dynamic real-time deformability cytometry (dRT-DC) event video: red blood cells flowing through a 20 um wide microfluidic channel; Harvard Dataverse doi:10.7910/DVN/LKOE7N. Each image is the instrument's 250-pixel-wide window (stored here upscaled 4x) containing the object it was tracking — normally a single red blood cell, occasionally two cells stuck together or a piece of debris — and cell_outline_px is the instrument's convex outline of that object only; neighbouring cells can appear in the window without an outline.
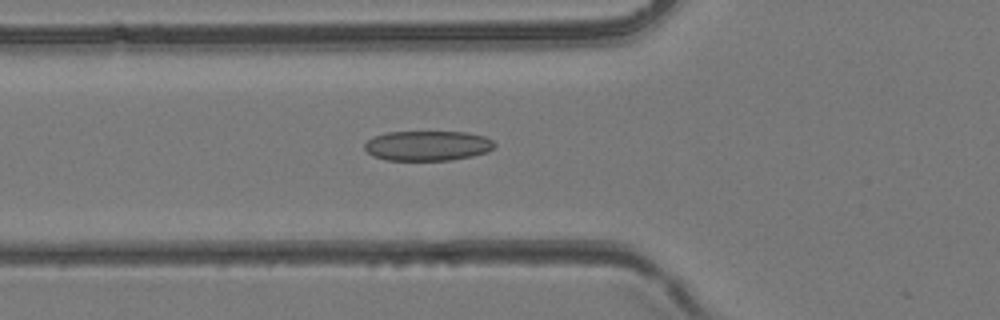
{"species": "common noctule bat (a hibernating species)", "species_latin": "Nyctalus noctula", "temperature_condition": "room temperature", "stored_images_in_passage": 44, "camera_frame_rate_fps": 3000, "um_per_image_px": 0.085, "animal": {"sex": "female", "body_mass_g": 24.6, "forearm_length_mm": 56.2}, "frame": {"image": 1, "passage_image": 16, "time_ms": 5.0, "image_size_px": [1000, 320], "cell_outline_px": [[496, 144], [488, 152], [472, 156], [452, 160], [388, 160], [372, 156], [364, 148], [364, 144], [372, 136], [388, 132], [468, 132], [484, 136], [492, 140]], "centroid_in_image_um": [36.34, 12.38], "position_along_channel_um": 89.5, "area_um2": 22.77}}
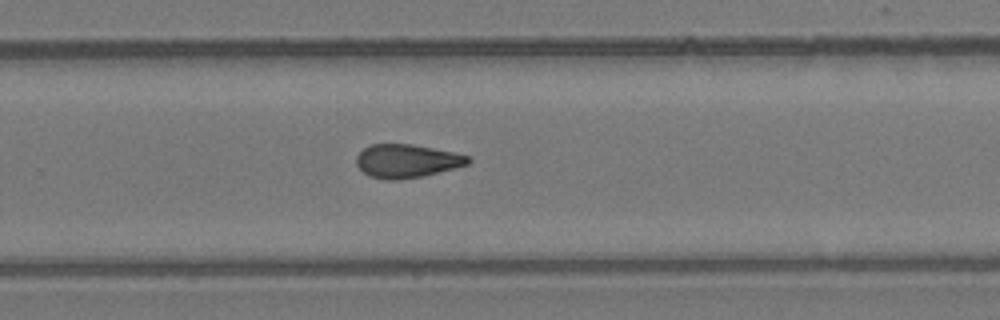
{"frame": {"image": 2, "passage_image": 29, "time_ms": 9.333, "image_size_px": [1000, 320], "cell_outline_px": [[472, 160], [468, 164], [424, 176], [400, 180], [388, 180], [368, 176], [356, 164], [356, 156], [364, 148], [372, 144], [412, 144], [452, 152], [468, 156]], "centroid_in_image_um": [34.55, 13.69], "position_along_channel_um": 295.2, "area_um2": 21.68}}
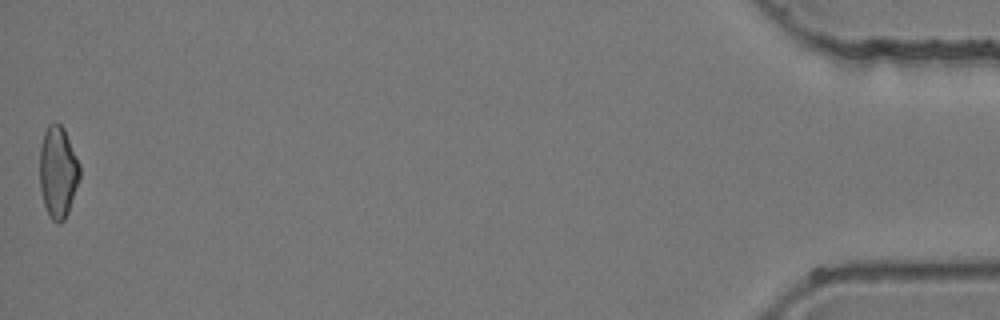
{"frame": {"image": 3, "passage_image": 44, "time_ms": 14.333, "image_size_px": [1000, 320], "cell_outline_px": [[80, 176], [68, 212], [64, 220], [60, 224], [56, 224], [48, 216], [44, 204], [40, 188], [40, 148], [44, 132], [48, 124], [56, 120], [64, 128], [80, 164]], "centroid_in_image_um": [4.92, 14.61], "position_along_channel_um": 430.3, "area_um2": 21.56}}